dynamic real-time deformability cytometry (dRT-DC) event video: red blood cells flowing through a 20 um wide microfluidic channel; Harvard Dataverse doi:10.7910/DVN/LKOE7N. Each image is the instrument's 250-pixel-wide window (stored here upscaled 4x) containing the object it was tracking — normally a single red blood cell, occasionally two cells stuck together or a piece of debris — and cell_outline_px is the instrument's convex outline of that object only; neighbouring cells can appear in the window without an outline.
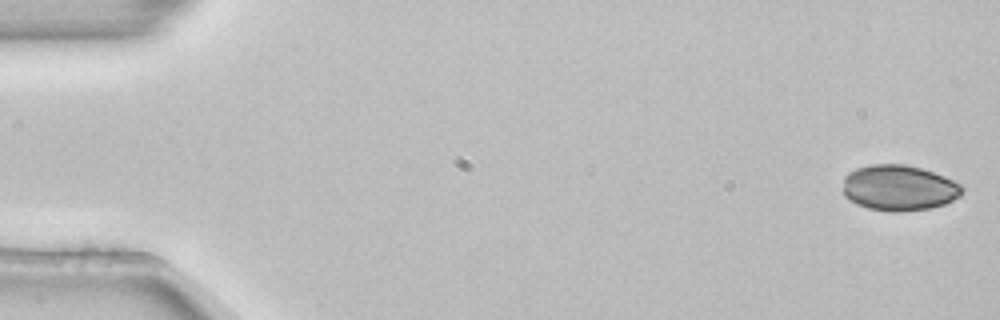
{"species": "common noctule bat (a hibernating species)", "species_latin": "Nyctalus noctula", "temperature_condition": "room temperature", "stored_images_in_passage": 4, "camera_frame_rate_fps": 3000, "um_per_image_px": 0.085, "animal": {"sex": "female", "body_mass_g": 22.7, "forearm_length_mm": 54.2}, "frame": {"image": 1, "passage_image": 1, "time_ms": 0.0, "image_size_px": [1000, 320], "cell_outline_px": [[964, 192], [960, 196], [944, 204], [932, 208], [900, 212], [892, 212], [868, 208], [856, 204], [848, 200], [844, 196], [844, 176], [848, 172], [856, 168], [872, 164], [904, 164], [920, 168], [944, 176], [960, 184], [964, 188]], "centroid_in_image_um": [76.4, 15.97], "position_along_channel_um": 8.6, "area_um2": 31.91}}
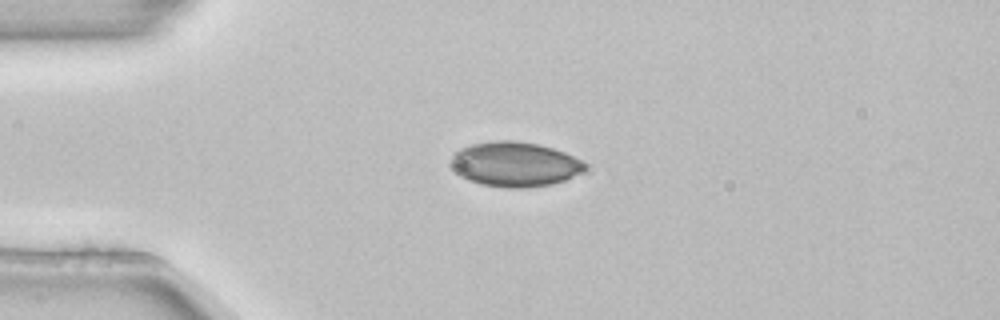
{"frame": {"image": 2, "passage_image": 4, "time_ms": 1.0, "image_size_px": [1000, 320], "cell_outline_px": [[588, 168], [584, 172], [564, 180], [552, 184], [528, 188], [508, 188], [480, 184], [468, 180], [460, 176], [448, 164], [452, 156], [460, 148], [472, 144], [492, 140], [516, 140], [540, 144], [564, 152], [580, 160]], "centroid_in_image_um": [43.73, 13.96], "position_along_channel_um": 41.3, "area_um2": 35.32}}